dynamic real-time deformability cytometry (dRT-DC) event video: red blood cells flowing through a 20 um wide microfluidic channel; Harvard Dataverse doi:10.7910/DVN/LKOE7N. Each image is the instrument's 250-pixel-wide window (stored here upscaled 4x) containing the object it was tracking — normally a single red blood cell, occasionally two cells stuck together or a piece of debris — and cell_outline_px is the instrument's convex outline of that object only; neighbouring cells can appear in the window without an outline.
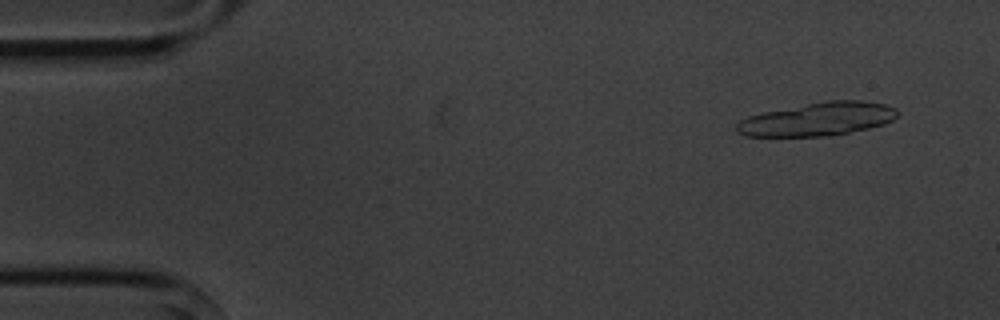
{"species": "common noctule bat (a hibernating species)", "species_latin": "Nyctalus noctula", "temperature_condition": "cold", "stored_images_in_passage": 5, "camera_frame_rate_fps": 3000, "um_per_image_px": 0.085, "animal": {"sex": "male", "body_mass_g": 20.1, "forearm_length_mm": 53.5}, "frame": {"image": 1, "passage_image": 1, "time_ms": 0.0, "image_size_px": [1000, 320], "cell_outline_px": [[900, 112], [892, 120], [884, 124], [868, 128], [848, 132], [824, 136], [748, 136], [736, 132], [736, 124], [740, 120], [748, 116], [764, 112], [824, 100], [864, 100], [884, 104], [896, 108]], "centroid_in_image_um": [69.52, 10.11], "position_along_channel_um": 15.5, "area_um2": 31.15}}